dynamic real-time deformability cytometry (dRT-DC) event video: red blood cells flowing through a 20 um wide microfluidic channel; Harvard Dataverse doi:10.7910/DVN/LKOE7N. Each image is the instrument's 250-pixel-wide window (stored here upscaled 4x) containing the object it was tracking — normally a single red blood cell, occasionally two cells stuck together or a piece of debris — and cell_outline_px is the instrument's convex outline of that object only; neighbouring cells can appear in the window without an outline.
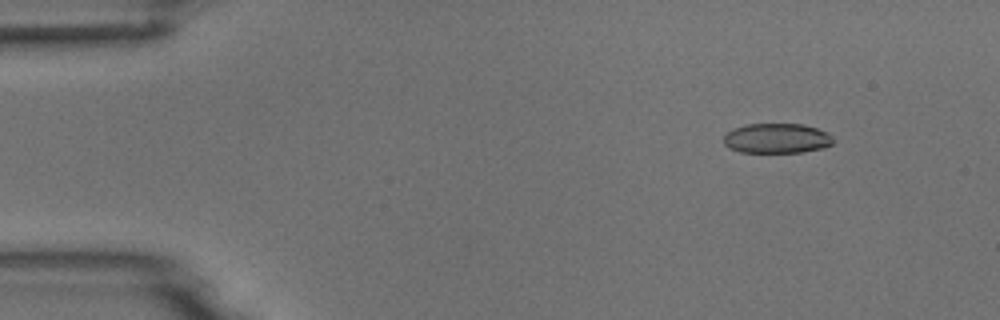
{"species": "common noctule bat (a hibernating species)", "species_latin": "Nyctalus noctula", "temperature_condition": "room temperature", "stored_images_in_passage": 4, "camera_frame_rate_fps": 3000, "um_per_image_px": 0.085, "animal": {"sex": "male", "body_mass_g": 18.8}, "frame": {"image": 1, "passage_image": 2, "time_ms": 1.333, "image_size_px": [1000, 320], "cell_outline_px": [[832, 144], [824, 148], [800, 152], [740, 152], [728, 148], [724, 144], [724, 136], [732, 128], [748, 124], [804, 124], [828, 132], [832, 136]], "centroid_in_image_um": [66.02, 11.75], "position_along_channel_um": 19.0, "area_um2": 19.13}}
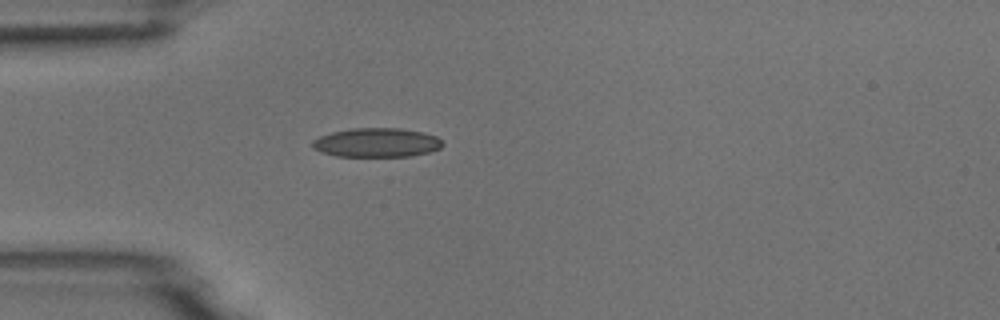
{"frame": {"image": 2, "passage_image": 4, "time_ms": 4.333, "image_size_px": [1000, 320], "cell_outline_px": [[444, 144], [440, 148], [428, 152], [412, 156], [336, 156], [320, 152], [312, 148], [312, 140], [320, 136], [332, 132], [352, 128], [400, 128], [424, 132], [436, 136]], "centroid_in_image_um": [32.0, 12.12], "position_along_channel_um": 53.0, "area_um2": 22.14}}